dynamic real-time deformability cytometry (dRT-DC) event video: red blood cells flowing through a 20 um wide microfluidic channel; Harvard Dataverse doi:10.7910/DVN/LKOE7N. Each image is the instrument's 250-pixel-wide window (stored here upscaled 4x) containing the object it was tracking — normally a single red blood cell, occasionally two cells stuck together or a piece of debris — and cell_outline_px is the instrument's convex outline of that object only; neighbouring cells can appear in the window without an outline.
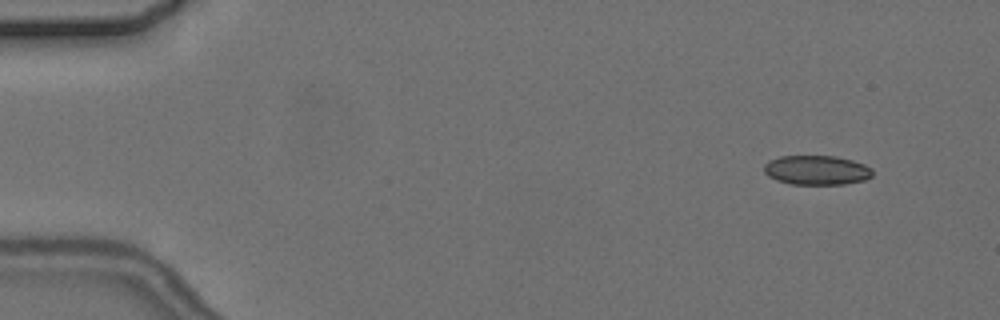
{"species": "common noctule bat (a hibernating species)", "species_latin": "Nyctalus noctula", "temperature_condition": "cold", "stored_images_in_passage": 6, "camera_frame_rate_fps": 3000, "um_per_image_px": 0.085, "animal": {"sex": "female", "body_mass_g": 24.6, "forearm_length_mm": 56.2}, "frame": {"image": 1, "passage_image": 2, "time_ms": 1.333, "image_size_px": [1000, 320], "cell_outline_px": [[872, 176], [864, 180], [844, 184], [792, 184], [776, 180], [768, 176], [764, 172], [764, 164], [768, 160], [780, 156], [836, 156], [852, 160], [864, 164], [872, 168]], "centroid_in_image_um": [69.4, 14.46], "position_along_channel_um": 15.6, "area_um2": 18.67}}
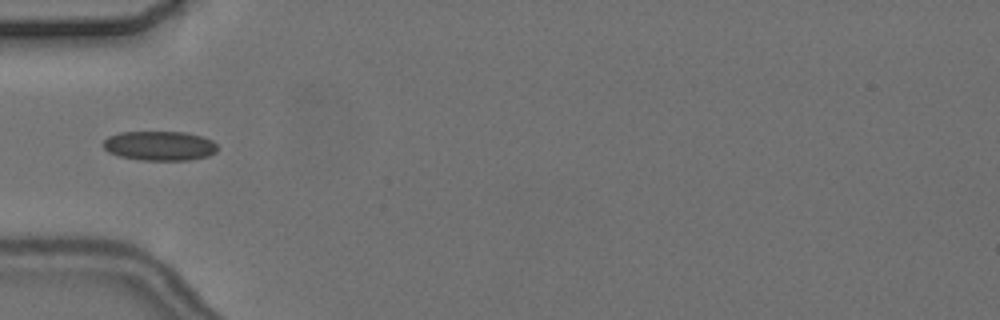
{"frame": {"image": 2, "passage_image": 6, "time_ms": 6.0, "image_size_px": [1000, 320], "cell_outline_px": [[216, 152], [208, 156], [188, 160], [140, 160], [120, 156], [108, 152], [104, 148], [104, 140], [108, 136], [120, 132], [184, 132], [204, 136], [212, 140], [216, 144]], "centroid_in_image_um": [13.57, 12.39], "position_along_channel_um": 71.4, "area_um2": 19.65}}